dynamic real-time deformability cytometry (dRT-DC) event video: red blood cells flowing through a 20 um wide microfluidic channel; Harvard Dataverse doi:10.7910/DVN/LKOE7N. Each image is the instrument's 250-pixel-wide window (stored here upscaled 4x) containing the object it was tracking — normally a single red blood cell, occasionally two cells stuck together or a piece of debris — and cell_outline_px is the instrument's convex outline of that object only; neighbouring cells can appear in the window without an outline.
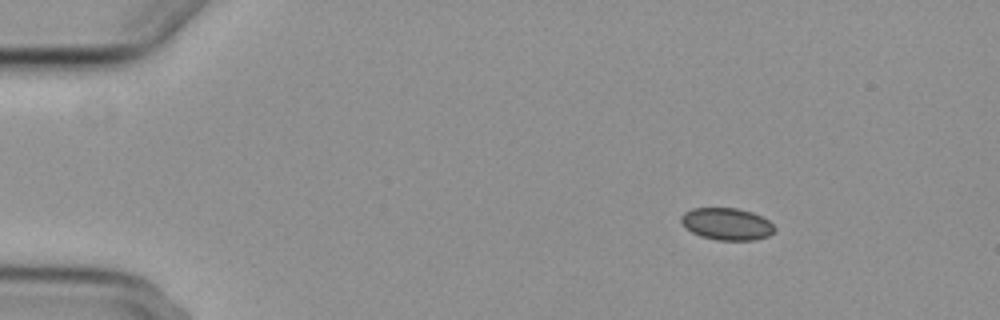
{"species": "common noctule bat (a hibernating species)", "species_latin": "Nyctalus noctula", "temperature_condition": "cold", "stored_images_in_passage": 7, "camera_frame_rate_fps": 3000, "um_per_image_px": 0.085, "animal": {"sex": "female", "body_mass_g": 29.2, "forearm_length_mm": 56.3}, "frame": {"image": 1, "passage_image": 1, "time_ms": 0.0, "image_size_px": [1000, 320], "cell_outline_px": [[776, 228], [768, 236], [756, 240], [716, 240], [700, 236], [692, 232], [680, 220], [680, 216], [684, 212], [692, 208], [736, 208], [752, 212], [768, 220]], "centroid_in_image_um": [61.77, 19.04], "position_along_channel_um": 23.2, "area_um2": 17.4}}
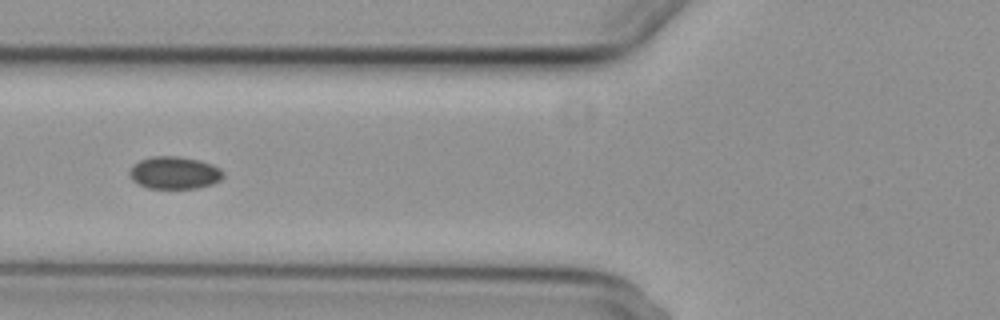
{"frame": {"image": 2, "passage_image": 4, "time_ms": 4.667, "image_size_px": [1000, 320], "cell_outline_px": [[224, 176], [220, 180], [212, 184], [196, 188], [148, 188], [132, 180], [128, 172], [132, 164], [140, 160], [152, 156], [176, 156], [200, 160], [212, 164], [220, 168], [224, 172]], "centroid_in_image_um": [14.82, 14.68], "position_along_channel_um": 111.0, "area_um2": 17.8}}
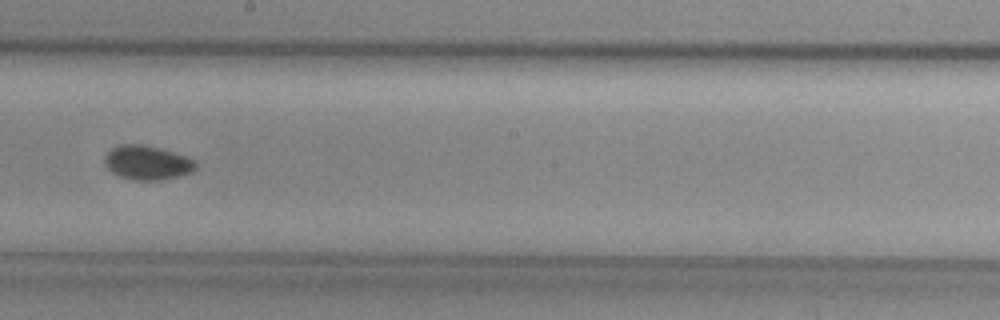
{"frame": {"image": 3, "passage_image": 7, "time_ms": 8.0, "image_size_px": [1000, 320], "cell_outline_px": [[196, 168], [192, 172], [160, 180], [132, 180], [120, 176], [112, 172], [104, 164], [104, 156], [112, 148], [120, 144], [140, 144], [160, 148], [184, 156], [192, 160], [196, 164]], "centroid_in_image_um": [12.46, 13.82], "position_along_channel_um": 235.7, "area_um2": 17.92}}